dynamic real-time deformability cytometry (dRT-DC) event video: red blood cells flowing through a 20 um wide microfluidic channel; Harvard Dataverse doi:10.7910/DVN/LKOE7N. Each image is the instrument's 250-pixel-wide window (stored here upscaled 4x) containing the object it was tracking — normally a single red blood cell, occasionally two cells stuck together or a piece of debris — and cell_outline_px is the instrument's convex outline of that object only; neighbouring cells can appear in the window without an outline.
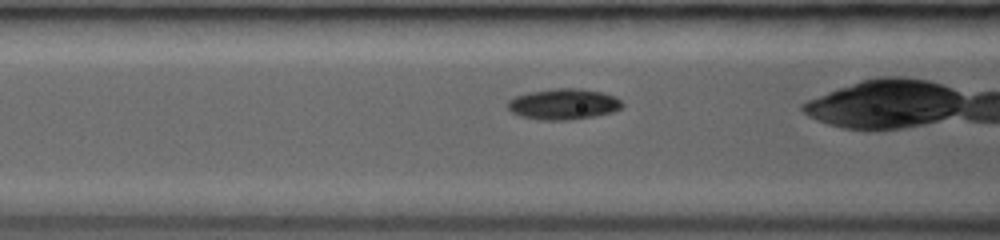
{"species": "common noctule bat (a hibernating species)", "species_latin": "Nyctalus noctula", "temperature_condition": "room temperature", "stored_images_in_passage": 52, "camera_frame_rate_fps": 3000, "um_per_image_px": 0.085, "animal": {"sex": "female", "body_mass_g": 19.0, "forearm_length_mm": 53.3}, "frame": {"image": 1, "passage_image": 37, "time_ms": 4.333, "image_size_px": [1000, 240], "cell_outline_px": [[624, 104], [620, 108], [612, 112], [596, 116], [568, 120], [540, 120], [520, 116], [512, 112], [508, 108], [508, 100], [516, 96], [528, 92], [552, 88], [580, 88], [600, 92], [616, 96]], "centroid_in_image_um": [47.89, 8.85], "position_along_channel_um": 118.7, "area_um2": 20.69}}
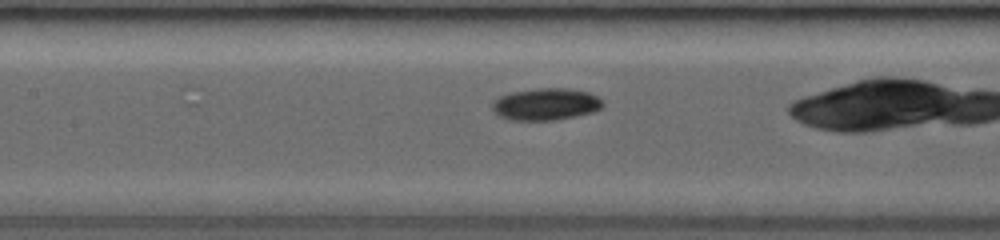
{"frame": {"image": 2, "passage_image": 45, "time_ms": 5.333, "image_size_px": [1000, 240], "cell_outline_px": [[604, 104], [600, 108], [592, 112], [576, 116], [552, 120], [508, 120], [500, 116], [492, 108], [492, 104], [500, 96], [512, 92], [536, 88], [568, 88], [588, 92], [604, 100]], "centroid_in_image_um": [46.42, 8.85], "position_along_channel_um": 161.0, "area_um2": 20.52}}